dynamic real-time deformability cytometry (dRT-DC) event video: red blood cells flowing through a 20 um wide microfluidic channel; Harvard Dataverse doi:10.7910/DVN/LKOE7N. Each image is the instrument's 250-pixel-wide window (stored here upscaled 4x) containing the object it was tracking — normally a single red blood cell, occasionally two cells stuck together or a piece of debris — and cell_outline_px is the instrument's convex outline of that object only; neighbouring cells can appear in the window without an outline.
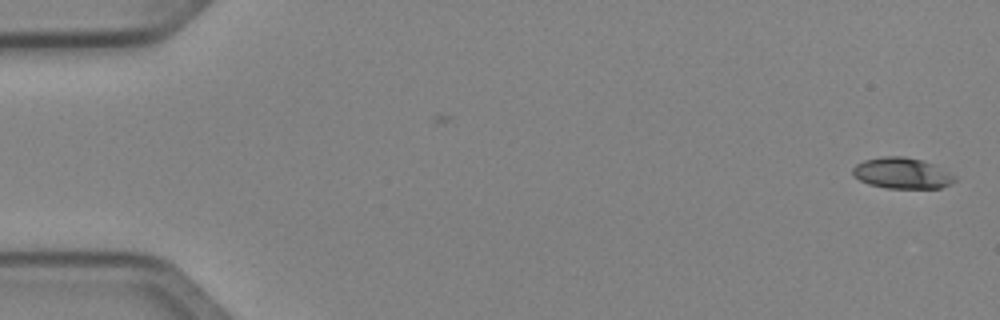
{"species": "Egyptian fruit bat (a non-hibernating species)", "species_latin": "Rousettus aegyptiacus", "temperature_condition": "cold", "stored_images_in_passage": 50, "camera_frame_rate_fps": 3000, "um_per_image_px": 0.085, "animal": {"sex": "female"}, "frame": {"image": 1, "passage_image": 1, "time_ms": 0.0, "image_size_px": [1000, 320], "cell_outline_px": [[956, 180], [952, 184], [940, 188], [884, 188], [868, 184], [852, 176], [852, 168], [856, 164], [864, 160], [880, 156], [904, 156], [924, 160], [936, 164], [956, 176]], "centroid_in_image_um": [76.68, 14.71], "position_along_channel_um": 8.3, "area_um2": 18.84}}
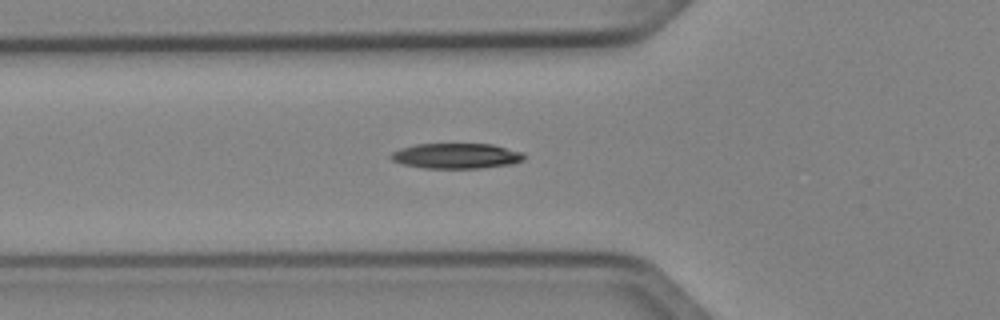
{"frame": {"image": 2, "passage_image": 18, "time_ms": 5.667, "image_size_px": [1000, 320], "cell_outline_px": [[524, 160], [512, 164], [480, 168], [424, 168], [400, 164], [392, 160], [388, 156], [392, 152], [400, 148], [416, 144], [492, 144], [524, 152]], "centroid_in_image_um": [38.77, 13.25], "position_along_channel_um": 87.0, "area_um2": 19.83}}
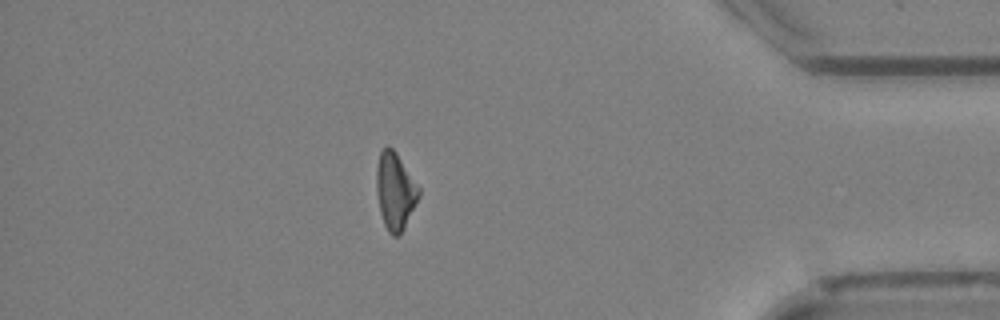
{"frame": {"image": 3, "passage_image": 44, "time_ms": 14.333, "image_size_px": [1000, 320], "cell_outline_px": [[420, 196], [400, 236], [392, 236], [388, 232], [384, 224], [380, 212], [376, 192], [376, 168], [380, 152], [388, 144], [396, 152], [420, 188]], "centroid_in_image_um": [33.58, 16.25], "position_along_channel_um": 401.6, "area_um2": 19.13}, "authors_computed_cell_mechanics": {"area_um2": 19.1318, "velocity_mm_per_s": 4.0477, "shape_relaxation_time_tau1_ms": 4.0897, "shape_relaxation_time_tau2_ms": null, "deformation_change_tau1": 0.1347, "deformation_change_tau2": null}}